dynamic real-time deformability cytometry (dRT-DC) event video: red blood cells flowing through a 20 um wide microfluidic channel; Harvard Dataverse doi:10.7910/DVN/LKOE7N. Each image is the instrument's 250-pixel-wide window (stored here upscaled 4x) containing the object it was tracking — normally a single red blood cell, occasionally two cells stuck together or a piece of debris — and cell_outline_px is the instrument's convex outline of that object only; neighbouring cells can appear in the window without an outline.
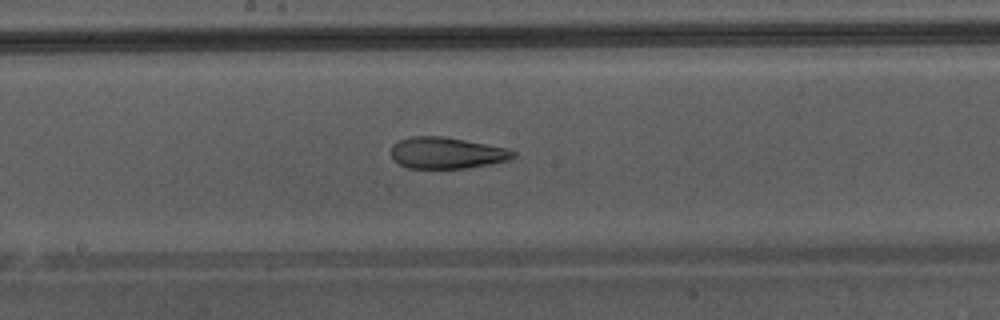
{"species": "Egyptian fruit bat (a non-hibernating species)", "species_latin": "Rousettus aegyptiacus", "temperature_condition": "warm", "stored_images_in_passage": 51, "camera_frame_rate_fps": 3000, "um_per_image_px": 0.085, "animal": {"sex": "male"}, "frame": {"image": 1, "passage_image": 30, "time_ms": 9.667, "image_size_px": [1000, 320], "cell_outline_px": [[512, 156], [500, 160], [460, 168], [412, 168], [400, 164], [392, 156], [392, 148], [396, 144], [404, 140], [420, 136], [432, 136], [460, 140], [500, 148], [512, 152]], "centroid_in_image_um": [37.81, 13.01], "position_along_channel_um": 210.4, "area_um2": 20.29}, "authors_computed_cell_mechanics": {"area_um2": 20.23, "velocity_mm_per_s": 4.3722, "shape_relaxation_time_tau1_ms": null, "shape_relaxation_time_tau2_ms": 1.2351, "deformation_change_tau1": null, "deformation_change_tau2": 0.0816}}